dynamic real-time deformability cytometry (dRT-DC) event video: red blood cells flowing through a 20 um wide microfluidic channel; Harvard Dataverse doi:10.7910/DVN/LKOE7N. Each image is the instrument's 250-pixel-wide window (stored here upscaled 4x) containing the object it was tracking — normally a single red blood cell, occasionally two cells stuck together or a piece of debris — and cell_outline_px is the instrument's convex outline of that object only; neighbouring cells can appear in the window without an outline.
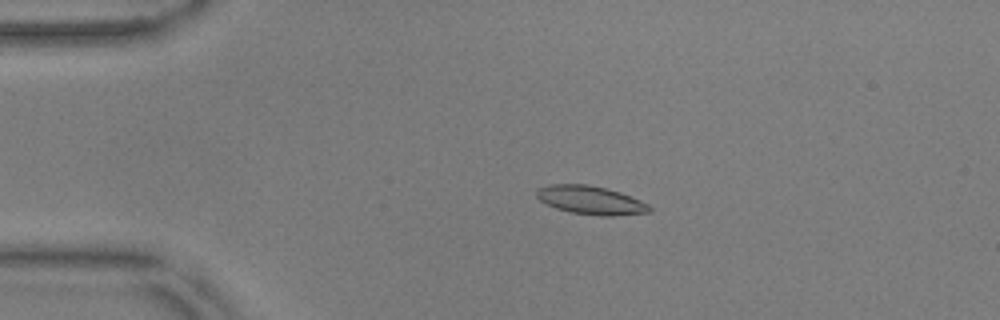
{"species": "common noctule bat (a hibernating species)", "species_latin": "Nyctalus noctula", "temperature_condition": "warm", "stored_images_in_passage": 33, "camera_frame_rate_fps": 3000, "um_per_image_px": 0.085, "animal": {"sex": "male", "body_mass_g": 17.9, "forearm_length_mm": 54.2}, "frame": {"image": 1, "passage_image": 12, "time_ms": 3.667, "image_size_px": [1000, 320], "cell_outline_px": [[652, 212], [612, 216], [600, 216], [568, 212], [556, 208], [540, 200], [536, 196], [536, 188], [548, 184], [588, 184], [620, 192], [640, 200], [648, 204], [652, 208]], "centroid_in_image_um": [50.2, 17.01], "position_along_channel_um": 34.8, "area_um2": 18.84}}
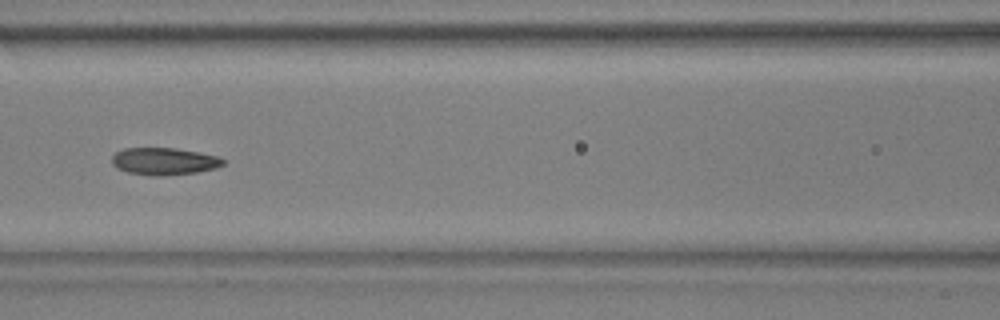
{"frame": {"image": 2, "passage_image": 25, "time_ms": 8.0, "image_size_px": [1000, 320], "cell_outline_px": [[224, 164], [216, 168], [196, 172], [160, 176], [152, 176], [128, 172], [116, 168], [112, 164], [112, 156], [116, 152], [124, 148], [176, 148], [200, 152], [220, 156], [224, 160]], "centroid_in_image_um": [13.96, 13.7], "position_along_channel_um": 152.6, "area_um2": 17.74}}
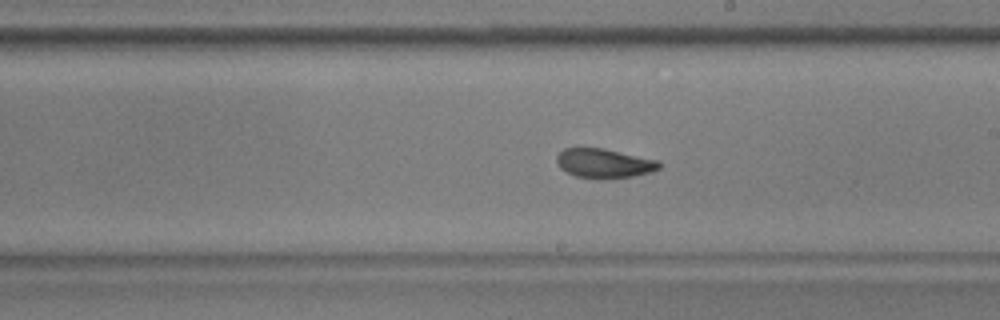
{"frame": {"image": 3, "passage_image": 32, "time_ms": 10.333, "image_size_px": [1000, 320], "cell_outline_px": [[660, 168], [652, 172], [632, 176], [600, 180], [576, 176], [560, 168], [556, 160], [556, 156], [564, 148], [604, 148], [656, 160], [660, 164]], "centroid_in_image_um": [51.33, 13.89], "position_along_channel_um": 237.7, "area_um2": 17.51}}